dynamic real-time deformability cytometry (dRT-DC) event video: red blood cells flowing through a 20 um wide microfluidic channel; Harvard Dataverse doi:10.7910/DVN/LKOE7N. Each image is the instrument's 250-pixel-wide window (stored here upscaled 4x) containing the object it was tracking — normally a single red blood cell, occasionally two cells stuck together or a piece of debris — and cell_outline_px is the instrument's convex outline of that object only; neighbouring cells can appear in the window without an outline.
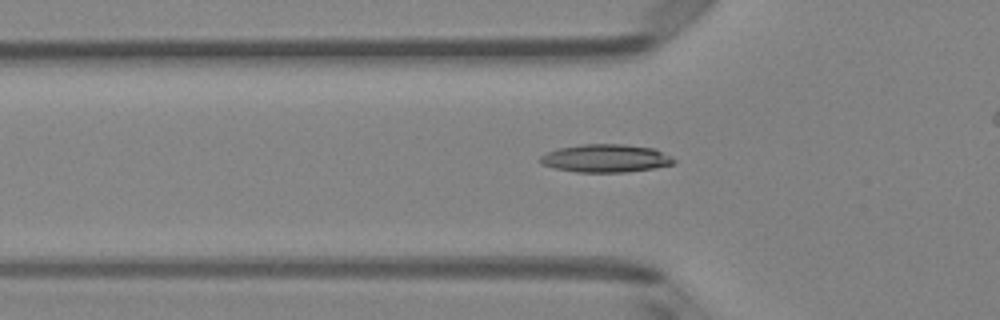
{"species": "Egyptian fruit bat (a non-hibernating species)", "species_latin": "Rousettus aegyptiacus", "temperature_condition": "room temperature", "stored_images_in_passage": 44, "camera_frame_rate_fps": 3000, "um_per_image_px": 0.085, "animal": {"sex": "female"}, "frame": {"image": 1, "passage_image": 17, "time_ms": 5.333, "image_size_px": [1000, 320], "cell_outline_px": [[676, 164], [652, 168], [624, 172], [576, 172], [556, 168], [540, 164], [540, 156], [548, 152], [560, 148], [580, 144], [624, 144], [652, 148], [672, 156], [676, 160]], "centroid_in_image_um": [51.5, 13.45], "position_along_channel_um": 74.3, "area_um2": 21.73}}
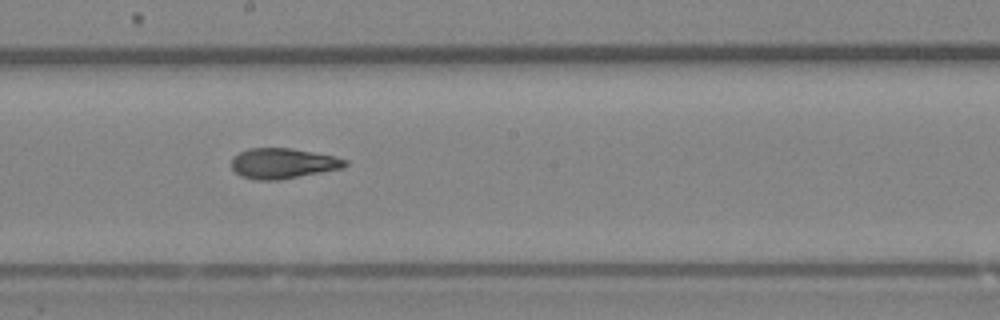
{"frame": {"image": 2, "passage_image": 28, "time_ms": 9.0, "image_size_px": [1000, 320], "cell_outline_px": [[348, 164], [344, 168], [280, 180], [256, 180], [240, 176], [232, 168], [232, 156], [248, 148], [292, 148], [332, 156], [348, 160]], "centroid_in_image_um": [24.04, 13.89], "position_along_channel_um": 224.2, "area_um2": 20.17}}
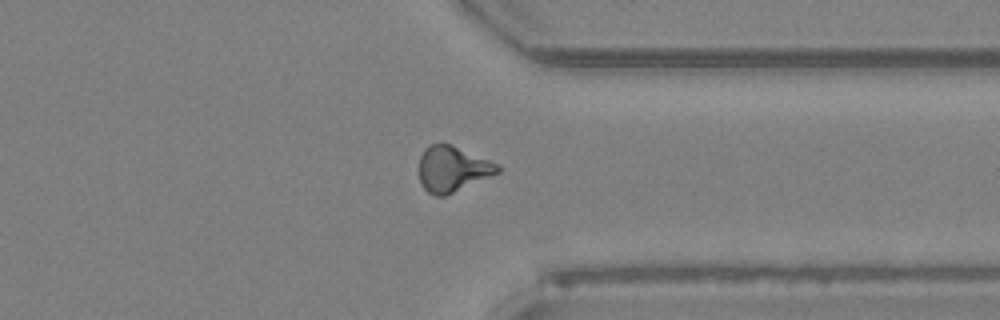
{"frame": {"image": 3, "passage_image": 39, "time_ms": 12.667, "image_size_px": [1000, 320], "cell_outline_px": [[500, 172], [444, 196], [436, 196], [428, 192], [420, 184], [420, 156], [424, 148], [428, 144], [452, 144], [500, 164]], "centroid_in_image_um": [38.47, 14.34], "position_along_channel_um": 372.9, "area_um2": 20.87}, "authors_computed_cell_mechanics": {"area_um2": 20.4034, "velocity_mm_per_s": 4.0992, "shape_relaxation_time_tau1_ms": null, "shape_relaxation_time_tau2_ms": 2.8815, "deformation_change_tau1": null, "deformation_change_tau2": 0.1045}}